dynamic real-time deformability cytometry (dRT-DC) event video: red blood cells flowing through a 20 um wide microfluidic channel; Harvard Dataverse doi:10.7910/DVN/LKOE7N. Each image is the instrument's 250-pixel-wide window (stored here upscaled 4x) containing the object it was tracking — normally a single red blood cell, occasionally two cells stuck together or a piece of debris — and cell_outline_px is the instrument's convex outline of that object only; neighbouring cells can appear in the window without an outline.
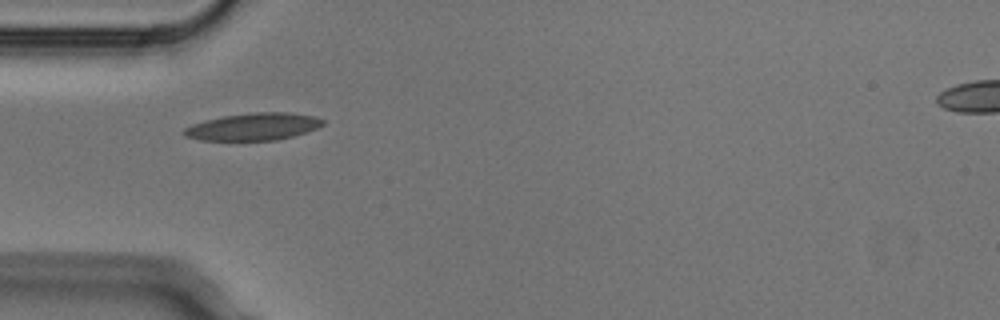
{"species": "Egyptian fruit bat (a non-hibernating species)", "species_latin": "Rousettus aegyptiacus", "temperature_condition": "cold", "stored_images_in_passage": 3, "camera_frame_rate_fps": 3000, "um_per_image_px": 0.085, "animal": {"sex": "male"}, "frame": {"image": 1, "passage_image": 2, "time_ms": 0.333, "image_size_px": [1000, 320], "cell_outline_px": [[324, 124], [316, 128], [292, 136], [276, 140], [200, 140], [184, 136], [180, 132], [184, 128], [192, 124], [204, 120], [224, 116], [252, 112], [288, 112], [312, 116], [324, 120]], "centroid_in_image_um": [21.47, 10.76], "position_along_channel_um": 63.5, "area_um2": 21.96}}
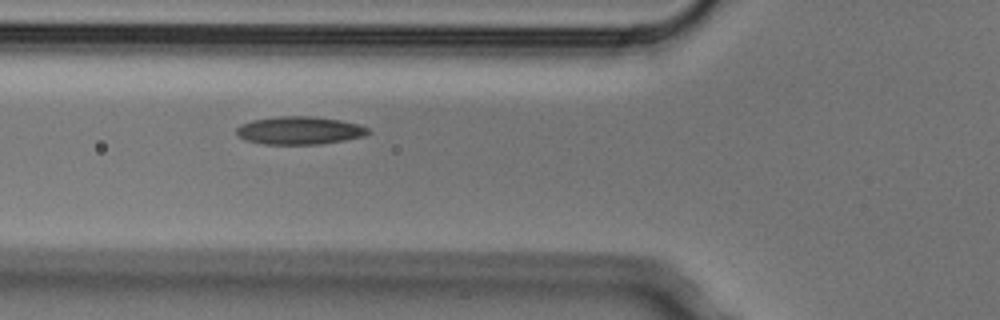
{"frame": {"image": 2, "passage_image": 3, "time_ms": 0.667, "image_size_px": [1000, 320], "cell_outline_px": [[372, 132], [364, 136], [344, 140], [320, 144], [260, 144], [244, 140], [236, 136], [236, 128], [240, 124], [252, 120], [276, 116], [308, 116], [340, 120], [360, 124], [368, 128]], "centroid_in_image_um": [25.42, 11.09], "position_along_channel_um": 100.4, "area_um2": 21.68}}